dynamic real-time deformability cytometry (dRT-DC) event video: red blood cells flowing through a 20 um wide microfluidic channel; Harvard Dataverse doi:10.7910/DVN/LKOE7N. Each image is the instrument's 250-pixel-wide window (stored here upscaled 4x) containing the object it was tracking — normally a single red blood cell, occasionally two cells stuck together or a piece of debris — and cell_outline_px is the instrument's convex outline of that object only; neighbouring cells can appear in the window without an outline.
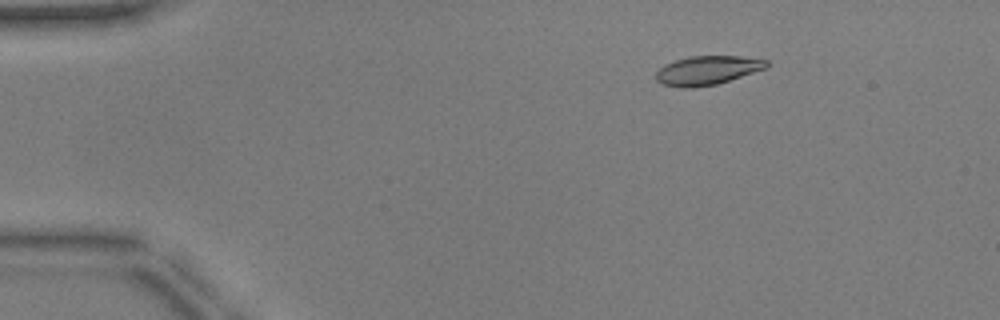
{"species": "common noctule bat (a hibernating species)", "species_latin": "Nyctalus noctula", "temperature_condition": "warm", "stored_images_in_passage": 51, "camera_frame_rate_fps": 3000, "um_per_image_px": 0.085, "animal": {"sex": "male", "body_mass_g": 17.9, "forearm_length_mm": 54.2}, "frame": {"image": 1, "passage_image": 8, "time_ms": 2.333, "image_size_px": [1000, 320], "cell_outline_px": [[768, 68], [716, 84], [692, 88], [680, 88], [660, 84], [656, 80], [656, 72], [664, 64], [688, 56], [740, 56], [768, 60]], "centroid_in_image_um": [60.1, 5.98], "position_along_channel_um": 24.9, "area_um2": 18.79}}
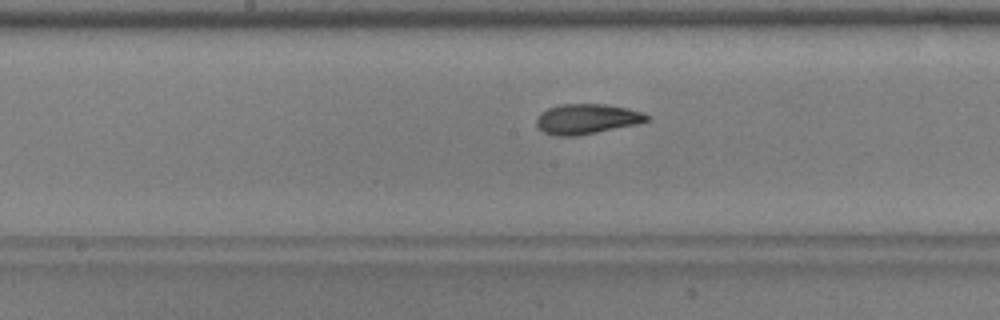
{"frame": {"image": 2, "passage_image": 27, "time_ms": 8.667, "image_size_px": [1000, 320], "cell_outline_px": [[652, 120], [636, 124], [576, 136], [552, 136], [544, 132], [536, 124], [536, 116], [540, 112], [548, 108], [560, 104], [604, 104], [628, 108], [644, 112], [652, 116]], "centroid_in_image_um": [49.9, 10.1], "position_along_channel_um": 198.3, "area_um2": 19.59}}
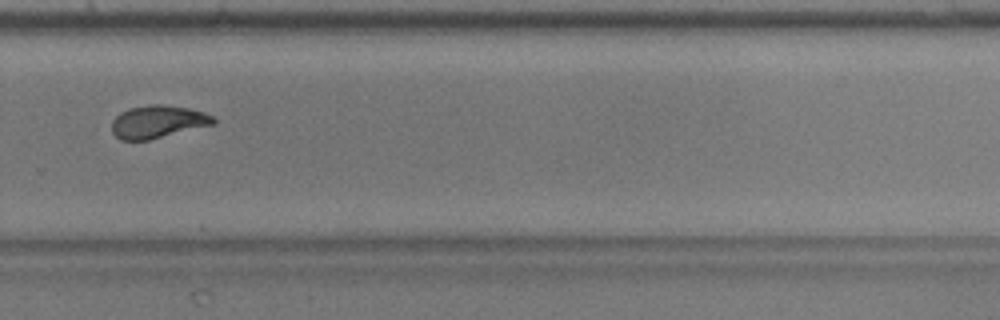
{"frame": {"image": 3, "passage_image": 36, "time_ms": 11.667, "image_size_px": [1000, 320], "cell_outline_px": [[216, 124], [148, 140], [120, 140], [112, 132], [112, 120], [120, 112], [132, 108], [148, 104], [160, 104], [188, 108], [204, 112], [212, 116], [216, 120]], "centroid_in_image_um": [13.42, 10.35], "position_along_channel_um": 316.4, "area_um2": 19.36}, "authors_computed_cell_mechanics": {"area_um2": 19.4208, "velocity_mm_per_s": 3.951, "shape_relaxation_time_tau1_ms": 3.962, "shape_relaxation_time_tau2_ms": 1.3784, "deformation_change_tau1": 0.1787, "deformation_change_tau2": 0.0786}}